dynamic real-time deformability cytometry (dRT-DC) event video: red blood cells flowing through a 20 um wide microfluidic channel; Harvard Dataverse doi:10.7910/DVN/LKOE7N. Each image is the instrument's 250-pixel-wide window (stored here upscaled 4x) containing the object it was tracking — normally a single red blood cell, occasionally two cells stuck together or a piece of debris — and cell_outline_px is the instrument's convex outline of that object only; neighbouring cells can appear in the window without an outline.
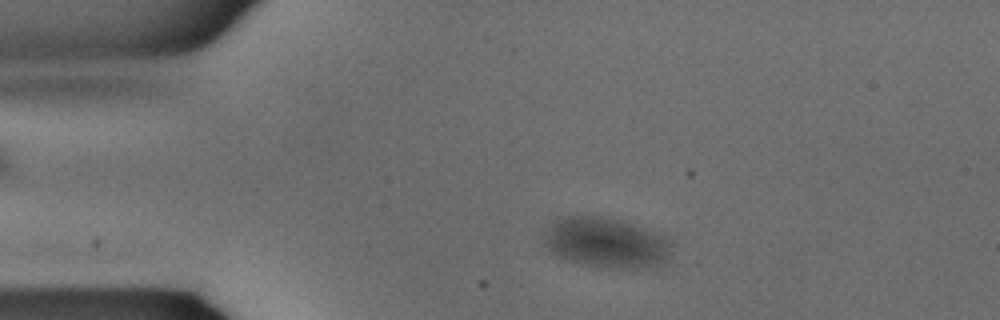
{"species": "common noctule bat (a hibernating species)", "species_latin": "Nyctalus noctula", "temperature_condition": "warm", "stored_images_in_passage": 11, "camera_frame_rate_fps": 3000, "um_per_image_px": 0.085, "animal": {"sex": "male", "body_mass_g": 15.6}, "frame": {"image": 1, "passage_image": 4, "time_ms": 1.0, "image_size_px": [1000, 320], "cell_outline_px": [[672, 244], [668, 260], [660, 268], [608, 268], [584, 264], [560, 256], [552, 252], [544, 244], [544, 232], [556, 220], [568, 216], [600, 216], [620, 220], [656, 232], [664, 236]], "centroid_in_image_um": [51.59, 20.65], "position_along_channel_um": 33.4, "area_um2": 37.34}}